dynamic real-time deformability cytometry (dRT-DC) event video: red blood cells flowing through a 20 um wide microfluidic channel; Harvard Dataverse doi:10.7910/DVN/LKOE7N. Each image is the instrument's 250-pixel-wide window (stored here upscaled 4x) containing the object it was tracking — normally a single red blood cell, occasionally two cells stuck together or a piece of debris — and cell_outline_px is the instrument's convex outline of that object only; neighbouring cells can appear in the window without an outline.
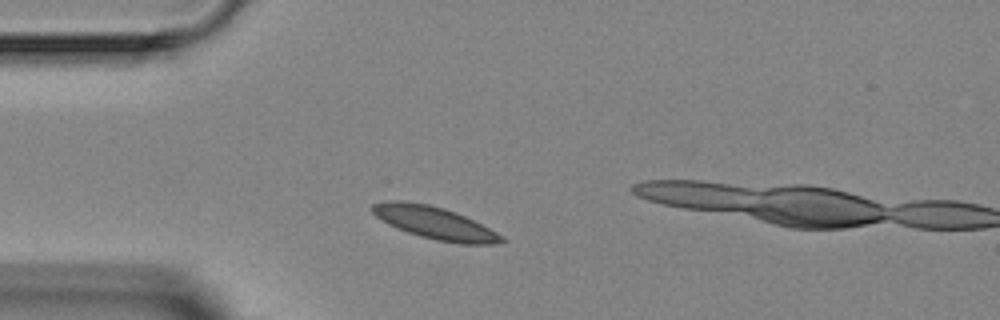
{"species": "Egyptian fruit bat (a non-hibernating species)", "species_latin": "Rousettus aegyptiacus", "temperature_condition": "room temperature", "stored_images_in_passage": 2, "camera_frame_rate_fps": 3000, "um_per_image_px": 0.085, "animal": {"sex": "female"}, "frame": {"image": 1, "passage_image": 1, "time_ms": 0.0, "image_size_px": [1000, 320], "cell_outline_px": [[508, 240], [496, 244], [460, 244], [436, 240], [420, 236], [408, 232], [388, 224], [380, 220], [372, 212], [372, 204], [392, 200], [400, 200], [428, 204], [444, 208], [456, 212], [504, 236]], "centroid_in_image_um": [36.96, 18.95], "position_along_channel_um": 48.0, "area_um2": 24.28}}